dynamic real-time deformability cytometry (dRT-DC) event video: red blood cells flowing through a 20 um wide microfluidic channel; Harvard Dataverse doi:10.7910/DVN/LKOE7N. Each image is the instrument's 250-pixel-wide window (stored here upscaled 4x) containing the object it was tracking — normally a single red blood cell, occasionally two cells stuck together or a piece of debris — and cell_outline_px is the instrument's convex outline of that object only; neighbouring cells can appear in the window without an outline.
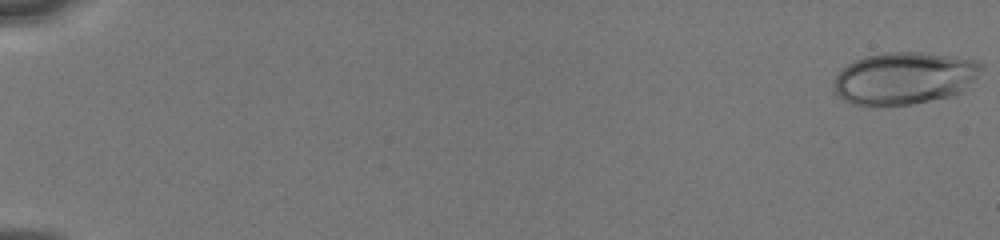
{"species": "human", "species_latin": "Homo sapiens", "temperature_condition": "cold", "stored_images_in_passage": 14, "camera_frame_rate_fps": 3000, "um_per_image_px": 0.085, "donor": {"sex": "male"}, "frame": {"image": 1, "passage_image": 1, "time_ms": 0.0, "image_size_px": [1000, 240], "cell_outline_px": [[984, 68], [968, 88], [960, 92], [948, 96], [912, 104], [852, 104], [836, 96], [832, 92], [832, 84], [836, 76], [848, 64], [864, 56], [884, 52], [920, 52], [956, 56], [976, 60]], "centroid_in_image_um": [76.87, 6.63], "position_along_channel_um": 8.1, "area_um2": 44.97}}
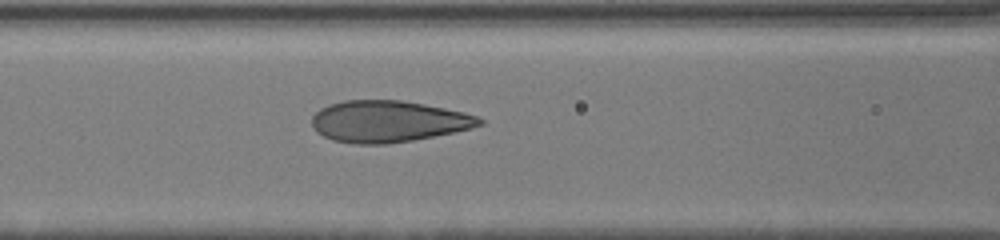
{"frame": {"image": 2, "passage_image": 14, "time_ms": 8.0, "image_size_px": [1000, 240], "cell_outline_px": [[484, 124], [472, 128], [412, 140], [384, 144], [356, 144], [332, 140], [316, 132], [312, 124], [312, 116], [320, 108], [328, 104], [344, 100], [400, 100], [424, 104], [464, 112], [476, 116], [484, 120]], "centroid_in_image_um": [32.97, 10.31], "position_along_channel_um": 133.6, "area_um2": 40.46}}